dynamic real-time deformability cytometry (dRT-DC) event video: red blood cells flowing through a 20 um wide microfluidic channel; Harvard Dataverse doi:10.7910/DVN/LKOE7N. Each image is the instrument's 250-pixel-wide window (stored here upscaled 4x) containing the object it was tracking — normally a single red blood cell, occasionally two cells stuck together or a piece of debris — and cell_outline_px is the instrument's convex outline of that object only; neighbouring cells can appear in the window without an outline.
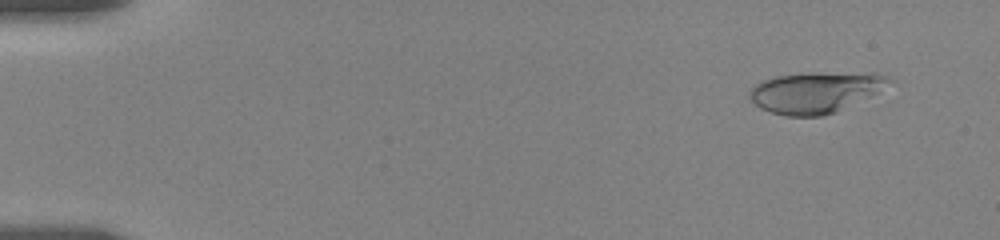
{"species": "human", "species_latin": "Homo sapiens", "temperature_condition": "room temperature", "stored_images_in_passage": 60, "camera_frame_rate_fps": 3000, "um_per_image_px": 0.085, "donor": {"sex": "female"}, "frame": {"image": 1, "passage_image": 5, "time_ms": 1.333, "image_size_px": [1000, 240], "cell_outline_px": [[896, 80], [876, 92], [836, 112], [820, 116], [784, 116], [760, 108], [748, 96], [748, 92], [756, 84], [764, 80], [776, 76], [804, 72], [876, 72], [888, 76]], "centroid_in_image_um": [69.34, 7.81], "position_along_channel_um": 15.7, "area_um2": 33.58}}
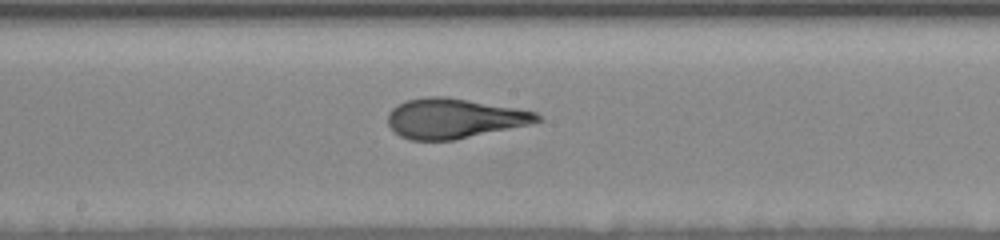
{"frame": {"image": 2, "passage_image": 33, "time_ms": 10.333, "image_size_px": [1000, 240], "cell_outline_px": [[544, 120], [528, 124], [456, 140], [412, 140], [400, 136], [388, 124], [388, 112], [392, 108], [408, 100], [428, 96], [448, 96], [516, 108], [536, 112]], "centroid_in_image_um": [38.6, 10.06], "position_along_channel_um": 209.6, "area_um2": 34.56}}
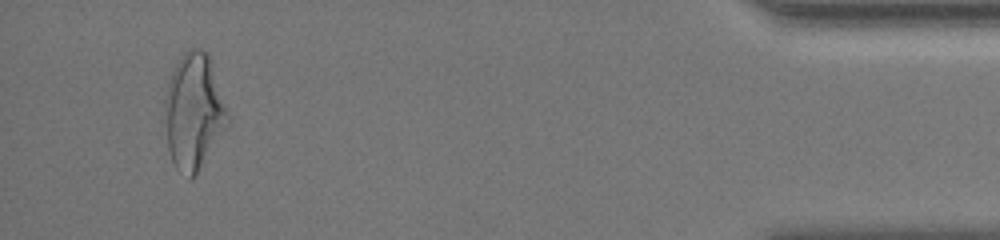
{"frame": {"image": 3, "passage_image": 57, "time_ms": 18.0, "image_size_px": [1000, 240], "cell_outline_px": [[232, 120], [196, 172], [192, 176], [176, 168], [168, 152], [164, 108], [164, 96], [172, 68], [180, 56], [188, 48], [200, 48], [208, 52], [232, 116]], "centroid_in_image_um": [16.5, 9.38], "position_along_channel_um": 418.7, "area_um2": 42.95}, "authors_computed_cell_mechanics": {"area_um2": 34.4777, "velocity_mm_per_s": 3.5387, "shape_relaxation_time_tau1_ms": 6.9032, "shape_relaxation_time_tau2_ms": 0.9998, "deformation_change_tau1": 0.2169, "deformation_change_tau2": 0.0787}}